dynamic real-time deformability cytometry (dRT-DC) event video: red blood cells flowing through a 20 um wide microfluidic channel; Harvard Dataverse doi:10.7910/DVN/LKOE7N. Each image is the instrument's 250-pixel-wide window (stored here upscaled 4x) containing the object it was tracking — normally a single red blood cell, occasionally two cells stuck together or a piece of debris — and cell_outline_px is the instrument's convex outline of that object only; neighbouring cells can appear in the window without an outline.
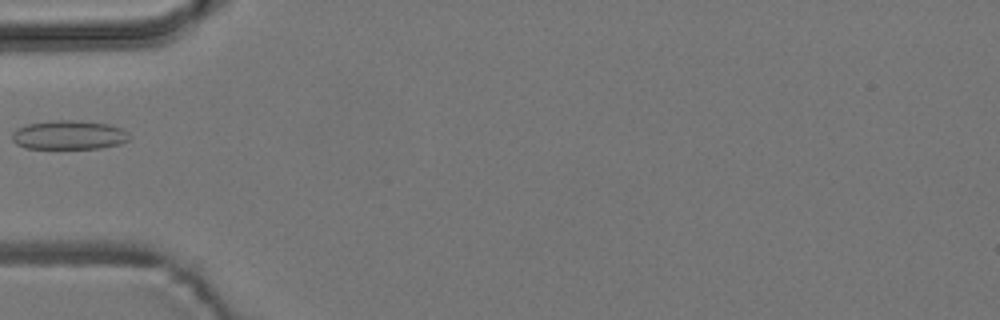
{"species": "common noctule bat (a hibernating species)", "species_latin": "Nyctalus noctula", "temperature_condition": "room temperature", "stored_images_in_passage": 5, "camera_frame_rate_fps": 3000, "um_per_image_px": 0.085, "animal": {"sex": "male", "body_mass_g": 19.2, "forearm_length_mm": 51.8}, "frame": {"image": 1, "passage_image": 4, "time_ms": 4.667, "image_size_px": [1000, 320], "cell_outline_px": [[132, 136], [128, 140], [120, 144], [100, 148], [24, 148], [16, 144], [12, 140], [12, 132], [16, 128], [28, 124], [52, 120], [76, 120], [108, 124], [120, 128], [128, 132]], "centroid_in_image_um": [5.85, 11.47], "position_along_channel_um": 79.1, "area_um2": 19.94}}
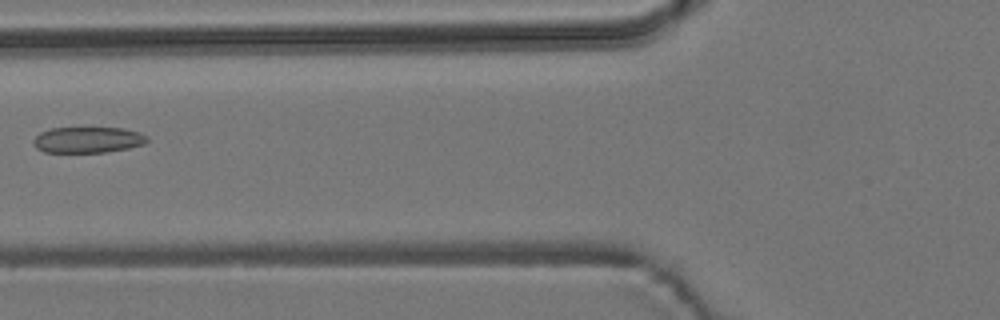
{"frame": {"image": 2, "passage_image": 5, "time_ms": 5.667, "image_size_px": [1000, 320], "cell_outline_px": [[148, 140], [144, 144], [128, 148], [104, 152], [44, 152], [36, 148], [32, 144], [32, 140], [40, 132], [52, 128], [124, 128], [140, 132], [148, 136]], "centroid_in_image_um": [7.46, 11.88], "position_along_channel_um": 118.3, "area_um2": 17.28}}